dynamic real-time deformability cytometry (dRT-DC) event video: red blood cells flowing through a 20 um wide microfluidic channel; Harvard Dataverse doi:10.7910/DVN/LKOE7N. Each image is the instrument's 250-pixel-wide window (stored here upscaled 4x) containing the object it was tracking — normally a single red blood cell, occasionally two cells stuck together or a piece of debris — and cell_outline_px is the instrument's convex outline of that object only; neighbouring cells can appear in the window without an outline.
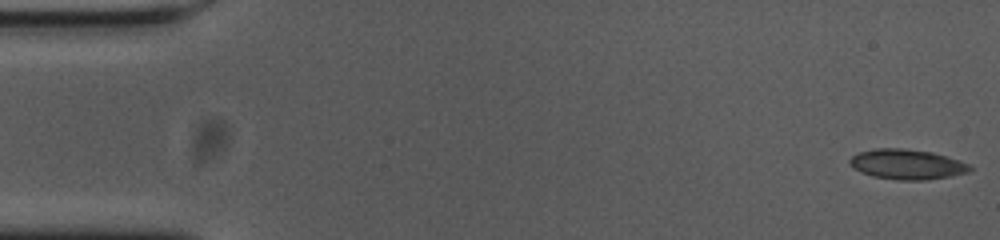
{"species": "common noctule bat (a hibernating species)", "species_latin": "Nyctalus noctula", "temperature_condition": "cold", "stored_images_in_passage": 55, "camera_frame_rate_fps": 3000, "um_per_image_px": 0.085, "animal": {"sex": "female", "body_mass_g": 23.0, "forearm_length_mm": 53.4}, "frame": {"image": 1, "passage_image": 1, "time_ms": 0.0, "image_size_px": [1000, 240], "cell_outline_px": [[972, 168], [968, 172], [948, 176], [924, 180], [900, 180], [872, 176], [860, 172], [848, 164], [848, 160], [852, 156], [860, 152], [876, 148], [904, 148], [932, 152], [948, 156], [960, 160], [968, 164]], "centroid_in_image_um": [77.07, 13.96], "position_along_channel_um": 7.9, "area_um2": 21.04}}
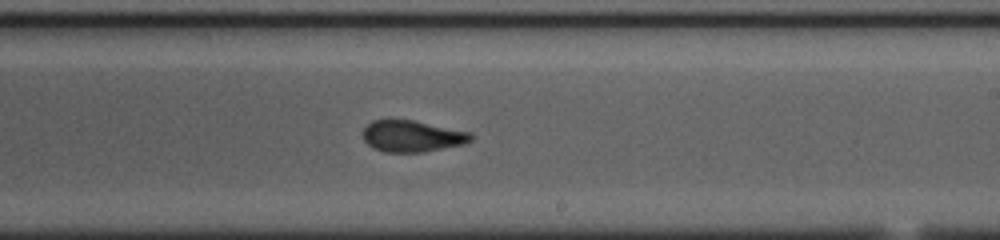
{"frame": {"image": 2, "passage_image": 32, "time_ms": 10.333, "image_size_px": [1000, 240], "cell_outline_px": [[472, 140], [464, 144], [424, 152], [384, 152], [372, 148], [364, 140], [364, 128], [372, 120], [388, 116], [412, 120], [472, 132]], "centroid_in_image_um": [34.99, 11.54], "position_along_channel_um": 254.0, "area_um2": 20.35}}
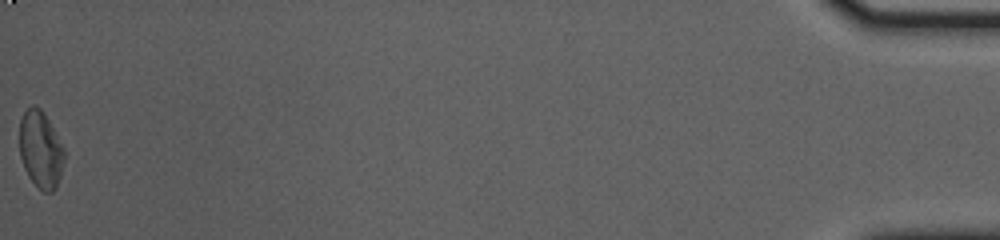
{"frame": {"image": 3, "passage_image": 55, "time_ms": 18.0, "image_size_px": [1000, 240], "cell_outline_px": [[64, 160], [60, 176], [56, 188], [52, 192], [44, 192], [28, 176], [24, 168], [20, 156], [20, 120], [24, 112], [32, 104], [40, 108], [44, 112], [64, 148]], "centroid_in_image_um": [3.45, 12.7], "position_along_channel_um": 431.7, "area_um2": 19.94}, "authors_computed_cell_mechanics": {"area_um2": 20.3456, "velocity_mm_per_s": 3.6752, "shape_relaxation_time_tau1_ms": null, "shape_relaxation_time_tau2_ms": 1.6429, "deformation_change_tau1": null, "deformation_change_tau2": 0.0684}}